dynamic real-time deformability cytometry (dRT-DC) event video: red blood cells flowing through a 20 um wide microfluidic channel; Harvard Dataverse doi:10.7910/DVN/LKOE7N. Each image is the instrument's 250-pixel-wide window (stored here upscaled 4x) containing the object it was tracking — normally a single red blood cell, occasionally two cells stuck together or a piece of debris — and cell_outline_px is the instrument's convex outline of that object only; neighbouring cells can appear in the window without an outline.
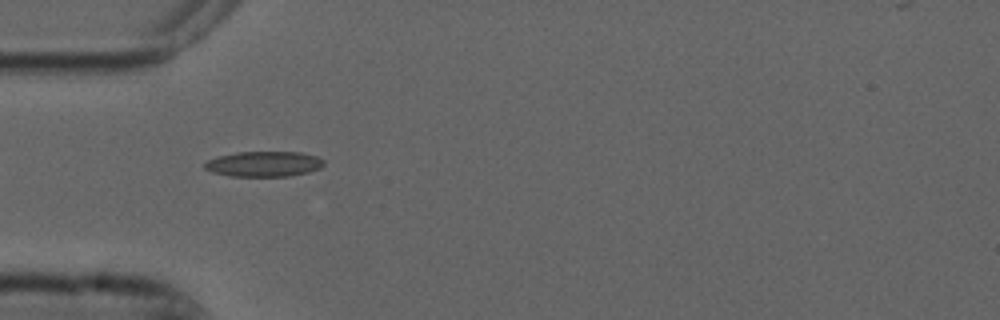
{"species": "common noctule bat (a hibernating species)", "species_latin": "Nyctalus noctula", "temperature_condition": "cold", "stored_images_in_passage": 8, "camera_frame_rate_fps": 3000, "um_per_image_px": 0.085, "animal": {"sex": "male", "forearm_length_mm": 52.5}, "frame": {"image": 1, "passage_image": 5, "time_ms": 1.333, "image_size_px": [1000, 320], "cell_outline_px": [[324, 164], [320, 168], [308, 172], [288, 176], [232, 176], [212, 172], [204, 168], [204, 164], [208, 160], [216, 156], [236, 152], [300, 152], [316, 156], [324, 160]], "centroid_in_image_um": [22.42, 13.93], "position_along_channel_um": 62.6, "area_um2": 17.57}}
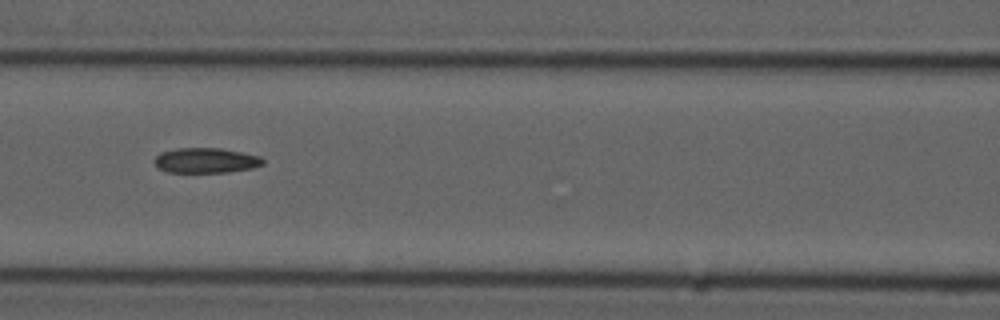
{"frame": {"image": 2, "passage_image": 7, "time_ms": 2.0, "image_size_px": [1000, 320], "cell_outline_px": [[264, 164], [252, 168], [228, 172], [168, 172], [156, 168], [156, 156], [160, 152], [176, 148], [220, 148], [260, 156], [264, 160]], "centroid_in_image_um": [17.49, 13.64], "position_along_channel_um": 149.1, "area_um2": 15.84}}
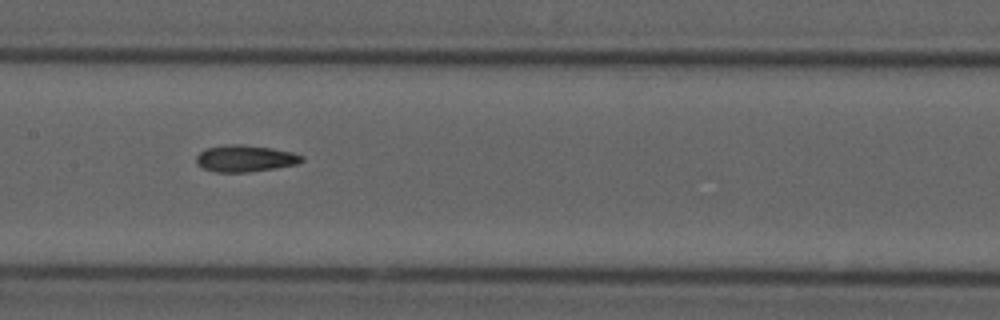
{"frame": {"image": 3, "passage_image": 8, "time_ms": 2.333, "image_size_px": [1000, 320], "cell_outline_px": [[304, 160], [296, 164], [276, 168], [248, 172], [216, 172], [204, 168], [196, 164], [196, 156], [204, 148], [228, 144], [240, 144], [272, 148], [292, 152], [304, 156]], "centroid_in_image_um": [20.82, 13.46], "position_along_channel_um": 186.6, "area_um2": 16.47}}